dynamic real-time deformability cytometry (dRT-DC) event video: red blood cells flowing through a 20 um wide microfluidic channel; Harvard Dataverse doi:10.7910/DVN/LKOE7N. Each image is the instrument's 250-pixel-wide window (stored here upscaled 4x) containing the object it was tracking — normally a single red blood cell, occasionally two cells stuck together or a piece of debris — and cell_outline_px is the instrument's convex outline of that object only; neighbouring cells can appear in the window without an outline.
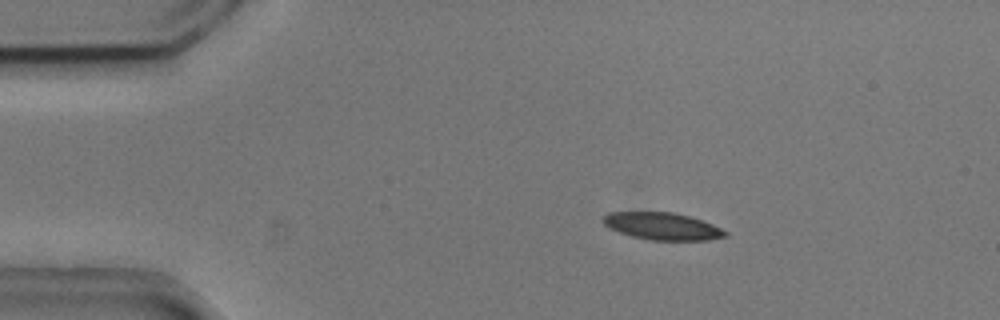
{"species": "common noctule bat (a hibernating species)", "species_latin": "Nyctalus noctula", "temperature_condition": "cold", "stored_images_in_passage": 6, "camera_frame_rate_fps": 3000, "um_per_image_px": 0.085, "animal": {"sex": "male", "body_mass_g": 20.5, "forearm_length_mm": 52.5}, "frame": {"image": 1, "passage_image": 3, "time_ms": 0.667, "image_size_px": [1000, 320], "cell_outline_px": [[728, 236], [708, 240], [652, 240], [632, 236], [620, 232], [604, 224], [600, 220], [608, 212], [672, 212], [688, 216], [712, 224], [728, 232]], "centroid_in_image_um": [56.3, 19.23], "position_along_channel_um": 28.7, "area_um2": 19.19}}